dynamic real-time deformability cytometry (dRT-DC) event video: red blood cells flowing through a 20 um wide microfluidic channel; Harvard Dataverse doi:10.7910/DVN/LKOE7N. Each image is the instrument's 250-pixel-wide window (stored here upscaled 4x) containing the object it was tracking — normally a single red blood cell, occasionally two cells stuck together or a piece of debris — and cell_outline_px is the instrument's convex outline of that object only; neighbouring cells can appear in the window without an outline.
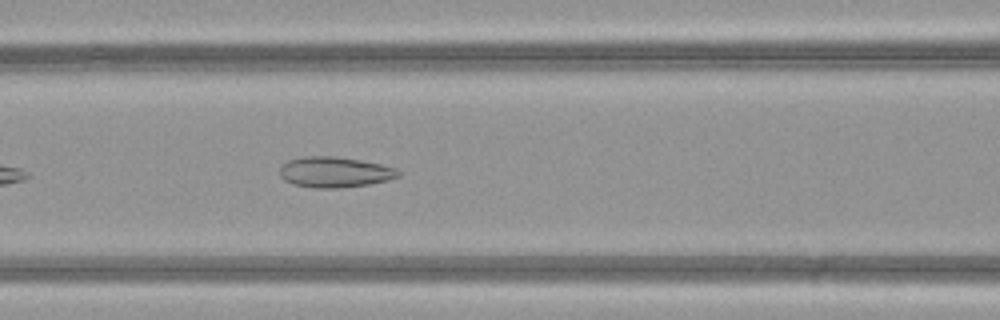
{"species": "common noctule bat (a hibernating species)", "species_latin": "Nyctalus noctula", "temperature_condition": "warm", "stored_images_in_passage": 28, "camera_frame_rate_fps": 3000, "um_per_image_px": 0.085, "animal": {"sex": "female", "body_mass_g": 21.9}, "frame": {"image": 1, "passage_image": 8, "time_ms": 2.333, "image_size_px": [1000, 320], "cell_outline_px": [[400, 176], [388, 180], [368, 184], [336, 188], [312, 188], [292, 184], [284, 180], [280, 176], [280, 168], [288, 160], [304, 156], [336, 156], [360, 160], [380, 164], [396, 168], [400, 172]], "centroid_in_image_um": [28.43, 14.63], "position_along_channel_um": 138.2, "area_um2": 21.15}}
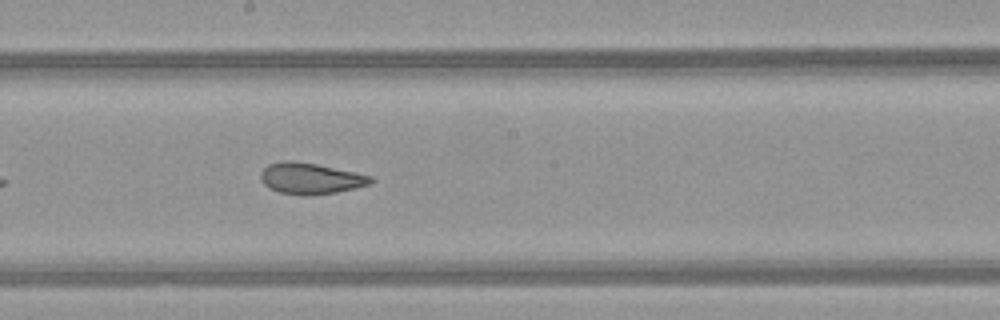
{"frame": {"image": 2, "passage_image": 14, "time_ms": 4.333, "image_size_px": [1000, 320], "cell_outline_px": [[376, 180], [368, 184], [336, 192], [308, 196], [304, 196], [280, 192], [268, 188], [260, 180], [260, 172], [268, 164], [284, 160], [292, 160], [316, 164], [356, 172], [372, 176]], "centroid_in_image_um": [26.36, 15.16], "position_along_channel_um": 221.8, "area_um2": 20.06}}
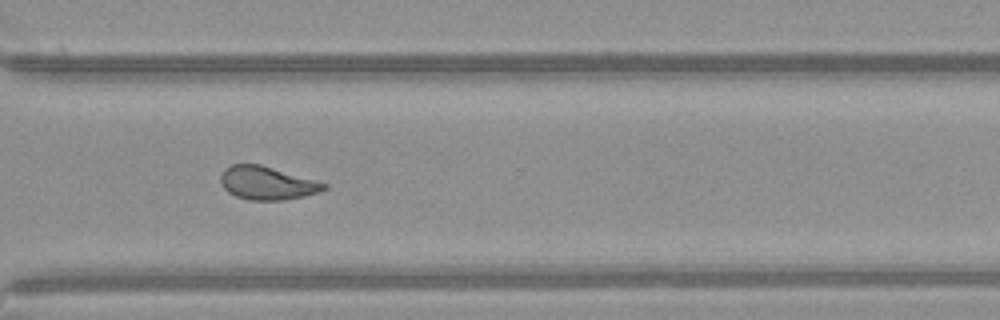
{"frame": {"image": 3, "passage_image": 23, "time_ms": 7.333, "image_size_px": [1000, 320], "cell_outline_px": [[328, 188], [320, 192], [304, 196], [284, 200], [248, 200], [236, 196], [228, 192], [220, 184], [220, 176], [224, 168], [232, 164], [260, 164], [328, 184]], "centroid_in_image_um": [22.68, 15.56], "position_along_channel_um": 347.9, "area_um2": 20.06}, "authors_computed_cell_mechanics": {"area_um2": 20.2878, "velocity_mm_per_s": 4.2029, "shape_relaxation_time_tau1_ms": 5.0931, "shape_relaxation_time_tau2_ms": 1.2919, "deformation_change_tau1": 0.1392, "deformation_change_tau2": 0.0845}}